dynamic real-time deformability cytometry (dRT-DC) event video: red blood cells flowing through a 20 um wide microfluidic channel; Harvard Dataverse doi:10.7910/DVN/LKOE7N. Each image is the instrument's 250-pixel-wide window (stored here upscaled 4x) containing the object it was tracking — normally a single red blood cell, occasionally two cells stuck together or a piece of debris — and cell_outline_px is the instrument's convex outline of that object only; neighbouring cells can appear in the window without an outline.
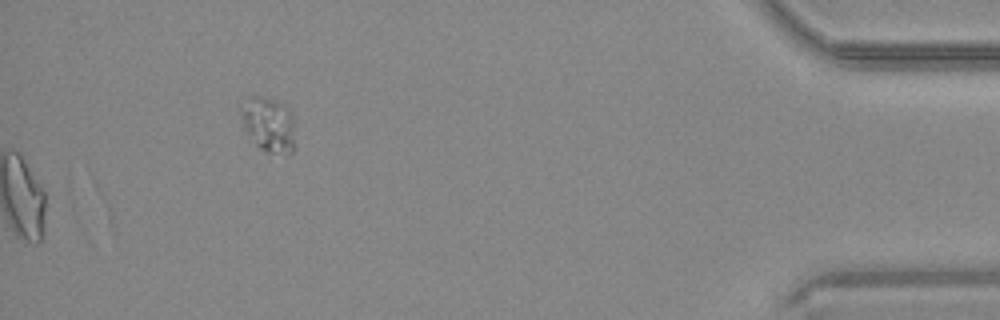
{"species": "common noctule bat (a hibernating species)", "species_latin": "Nyctalus noctula", "temperature_condition": "warm", "stored_images_in_passage": 41, "segment_of_instrument_passage": [2, 2], "camera_frame_rate_fps": 3000, "um_per_image_px": 0.085, "animal": {"sex": "male", "body_mass_g": 20.4}, "frame": {"image": 1, "passage_image": 41, "time_ms": 13.333, "image_size_px": [1000, 320], "cell_outline_px": [[292, 152], [288, 156], [268, 152], [260, 148], [256, 144], [244, 128], [244, 112], [252, 96], [260, 96], [280, 100], [292, 112]], "centroid_in_image_um": [22.91, 10.61], "position_along_channel_um": 412.3, "area_um2": 16.47}}